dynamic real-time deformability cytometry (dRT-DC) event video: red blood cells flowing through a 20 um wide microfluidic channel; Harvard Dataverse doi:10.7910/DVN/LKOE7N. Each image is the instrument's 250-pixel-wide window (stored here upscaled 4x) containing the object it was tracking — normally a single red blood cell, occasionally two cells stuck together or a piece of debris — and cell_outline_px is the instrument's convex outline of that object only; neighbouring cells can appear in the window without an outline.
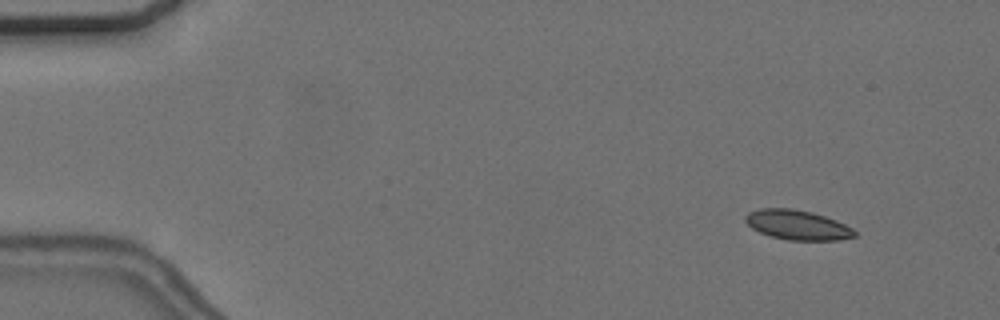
{"species": "common noctule bat (a hibernating species)", "species_latin": "Nyctalus noctula", "temperature_condition": "cold", "stored_images_in_passage": 58, "camera_frame_rate_fps": 3000, "um_per_image_px": 0.085, "animal": {"sex": "female", "body_mass_g": 24.6, "forearm_length_mm": 56.2}, "frame": {"image": 1, "passage_image": 6, "time_ms": 1.667, "image_size_px": [1000, 320], "cell_outline_px": [[856, 236], [836, 240], [788, 240], [772, 236], [760, 232], [752, 228], [744, 220], [744, 216], [748, 212], [760, 208], [792, 208], [812, 212], [836, 220], [852, 228], [856, 232]], "centroid_in_image_um": [67.76, 19.11], "position_along_channel_um": 17.2, "area_um2": 18.84}}
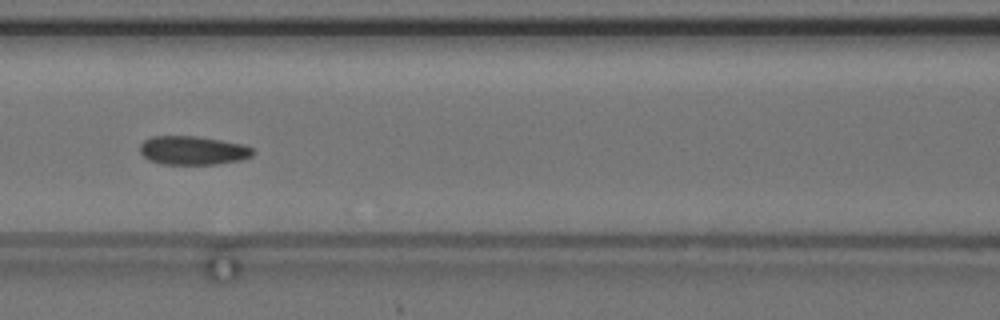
{"frame": {"image": 2, "passage_image": 26, "time_ms": 8.333, "image_size_px": [1000, 320], "cell_outline_px": [[256, 152], [252, 156], [240, 160], [216, 164], [160, 164], [148, 160], [140, 152], [140, 144], [144, 140], [152, 136], [196, 136], [220, 140], [240, 144], [252, 148]], "centroid_in_image_um": [16.37, 12.79], "position_along_channel_um": 150.2, "area_um2": 18.9}}
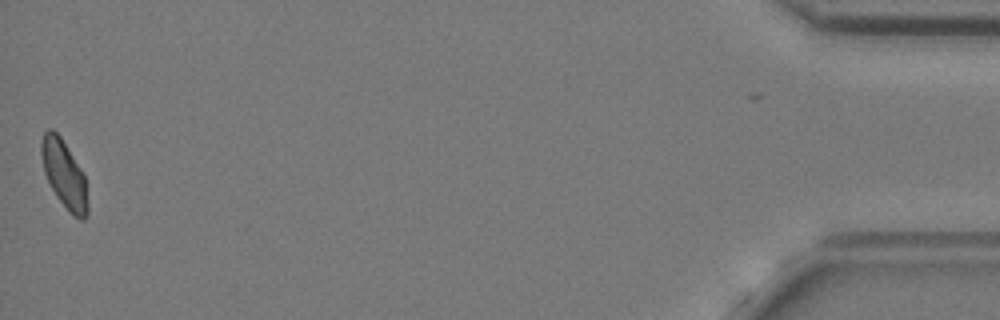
{"frame": {"image": 3, "passage_image": 57, "time_ms": 18.667, "image_size_px": [1000, 320], "cell_outline_px": [[88, 216], [84, 220], [80, 220], [72, 216], [56, 196], [44, 172], [40, 152], [40, 144], [44, 132], [48, 128], [52, 128], [60, 136], [84, 172], [88, 204]], "centroid_in_image_um": [5.47, 14.83], "position_along_channel_um": 429.7, "area_um2": 18.5}, "authors_computed_cell_mechanics": {"area_um2": 18.785, "velocity_mm_per_s": 3.6294, "shape_relaxation_time_tau1_ms": null, "shape_relaxation_time_tau2_ms": 3.5919, "deformation_change_tau1": null, "deformation_change_tau2": 0.0754}}